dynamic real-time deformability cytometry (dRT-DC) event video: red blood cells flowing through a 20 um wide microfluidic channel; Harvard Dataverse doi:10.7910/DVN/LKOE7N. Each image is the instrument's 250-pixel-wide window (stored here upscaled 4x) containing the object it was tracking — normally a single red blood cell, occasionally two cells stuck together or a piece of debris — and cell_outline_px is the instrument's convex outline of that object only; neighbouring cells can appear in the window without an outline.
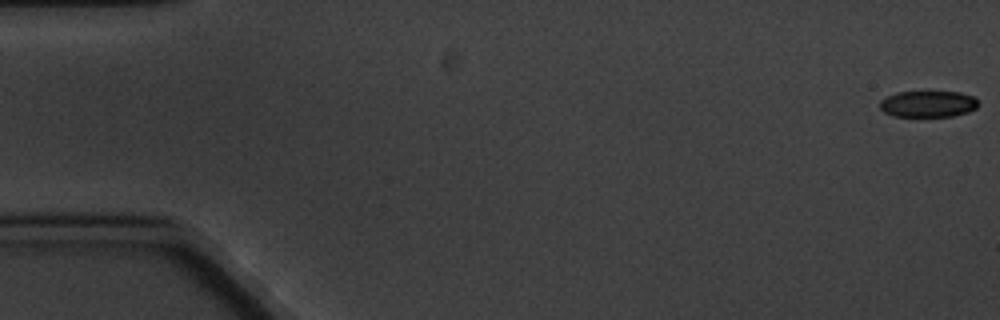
{"species": "common noctule bat (a hibernating species)", "species_latin": "Nyctalus noctula", "temperature_condition": "cold", "stored_images_in_passage": 6, "camera_frame_rate_fps": 3000, "um_per_image_px": 0.085, "animal": {"sex": "male", "body_mass_g": 20.1, "forearm_length_mm": 53.5}, "frame": {"image": 1, "passage_image": 1, "time_ms": 0.0, "image_size_px": [1000, 320], "cell_outline_px": [[976, 108], [968, 112], [952, 116], [892, 116], [884, 112], [880, 108], [880, 100], [896, 92], [928, 88], [960, 92], [972, 96], [976, 100]], "centroid_in_image_um": [78.85, 8.77], "position_along_channel_um": 6.2, "area_um2": 15.9}}
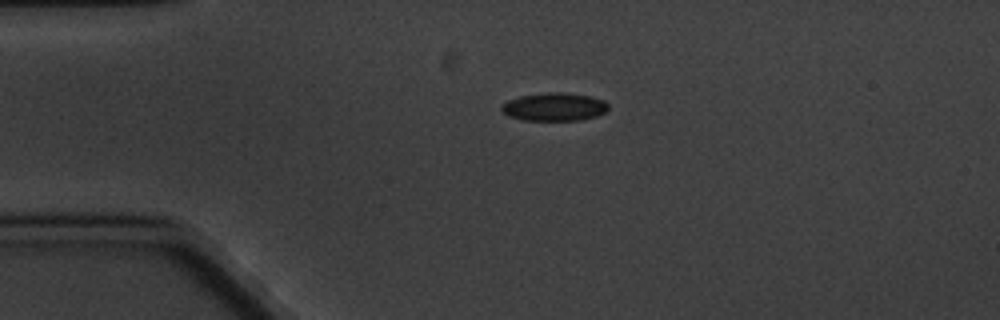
{"frame": {"image": 2, "passage_image": 5, "time_ms": 4.333, "image_size_px": [1000, 320], "cell_outline_px": [[608, 108], [604, 112], [596, 116], [580, 120], [524, 120], [508, 116], [500, 108], [508, 100], [520, 96], [548, 92], [560, 92], [592, 96], [604, 100], [608, 104]], "centroid_in_image_um": [47.13, 9.08], "position_along_channel_um": 37.9, "area_um2": 17.4}}